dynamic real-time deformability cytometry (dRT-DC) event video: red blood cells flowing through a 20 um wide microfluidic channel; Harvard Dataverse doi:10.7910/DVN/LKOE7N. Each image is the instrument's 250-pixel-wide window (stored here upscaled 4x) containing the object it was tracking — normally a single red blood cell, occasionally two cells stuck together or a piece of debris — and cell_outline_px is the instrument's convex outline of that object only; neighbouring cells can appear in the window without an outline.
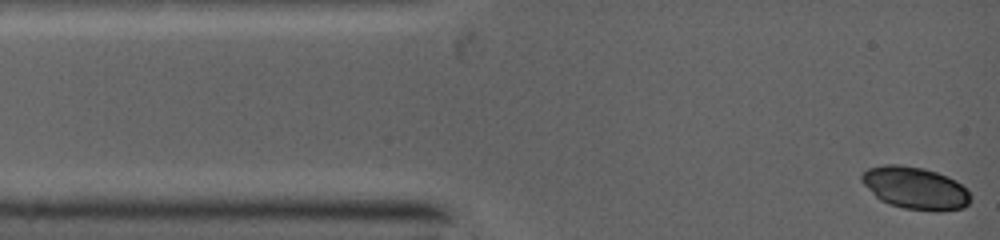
{"species": "common noctule bat (a hibernating species)", "species_latin": "Nyctalus noctula", "temperature_condition": "warm", "stored_images_in_passage": 8, "camera_frame_rate_fps": 5000, "um_per_image_px": 0.085, "animal": {"sex": "female", "body_mass_g": 19.0, "forearm_length_mm": 53.3}, "frame": {"image": 1, "passage_image": 1, "time_ms": 0.0, "image_size_px": [1000, 240], "cell_outline_px": [[972, 200], [964, 208], [940, 212], [936, 212], [904, 208], [888, 204], [880, 200], [860, 180], [860, 176], [868, 168], [888, 164], [896, 164], [924, 168], [948, 176], [956, 180], [972, 196]], "centroid_in_image_um": [77.82, 16.0], "position_along_channel_um": 7.2, "area_um2": 26.99}}
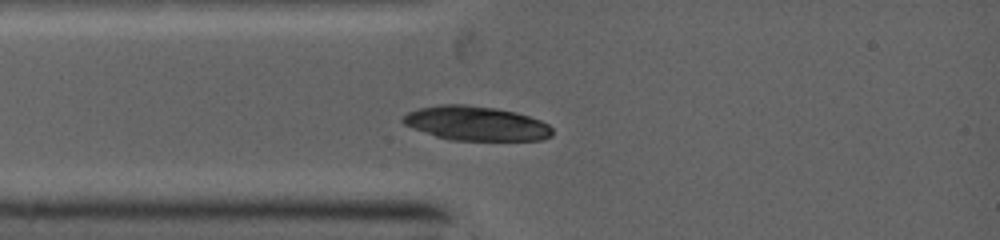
{"frame": {"image": 2, "passage_image": 6, "time_ms": 2.2, "image_size_px": [1000, 240], "cell_outline_px": [[552, 136], [544, 140], [452, 140], [436, 136], [404, 124], [400, 120], [408, 112], [420, 108], [444, 104], [464, 104], [492, 108], [512, 112], [528, 116], [540, 120], [548, 124], [552, 128]], "centroid_in_image_um": [40.48, 10.5], "position_along_channel_um": 44.5, "area_um2": 29.48}}
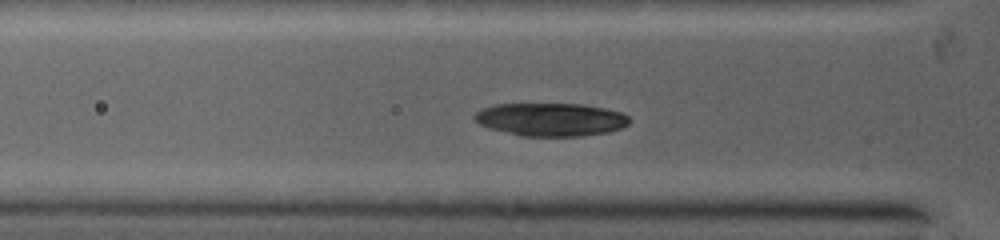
{"frame": {"image": 3, "passage_image": 8, "time_ms": 3.0, "image_size_px": [1000, 240], "cell_outline_px": [[628, 124], [620, 128], [608, 132], [580, 136], [520, 136], [492, 128], [480, 124], [472, 116], [476, 112], [484, 108], [496, 104], [580, 104], [604, 108], [620, 112], [628, 116]], "centroid_in_image_um": [46.81, 10.15], "position_along_channel_um": 79.0, "area_um2": 29.54}}